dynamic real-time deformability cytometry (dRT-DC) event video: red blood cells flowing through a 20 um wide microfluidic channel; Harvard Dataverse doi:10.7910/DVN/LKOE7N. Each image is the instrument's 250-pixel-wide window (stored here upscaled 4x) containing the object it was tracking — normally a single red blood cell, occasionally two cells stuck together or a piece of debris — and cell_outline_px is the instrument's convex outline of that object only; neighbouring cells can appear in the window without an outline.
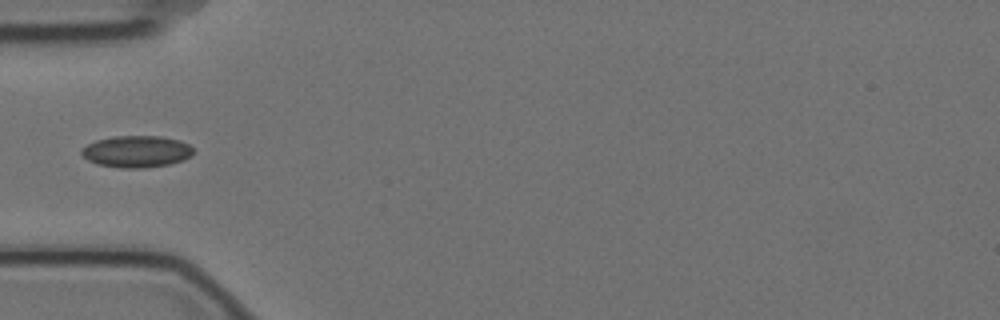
{"species": "Egyptian fruit bat (a non-hibernating species)", "species_latin": "Rousettus aegyptiacus", "temperature_condition": "cold", "stored_images_in_passage": 1, "camera_frame_rate_fps": 3000, "um_per_image_px": 0.085, "animal": {"sex": "female"}, "frame": {"image": 1, "passage_image": 1, "time_ms": 0.0, "image_size_px": [1000, 320], "cell_outline_px": [[196, 152], [192, 156], [184, 160], [168, 164], [144, 168], [120, 168], [96, 164], [80, 156], [80, 148], [96, 140], [112, 136], [160, 136], [180, 140], [188, 144]], "centroid_in_image_um": [11.59, 12.88], "position_along_channel_um": 73.4, "area_um2": 21.04}}